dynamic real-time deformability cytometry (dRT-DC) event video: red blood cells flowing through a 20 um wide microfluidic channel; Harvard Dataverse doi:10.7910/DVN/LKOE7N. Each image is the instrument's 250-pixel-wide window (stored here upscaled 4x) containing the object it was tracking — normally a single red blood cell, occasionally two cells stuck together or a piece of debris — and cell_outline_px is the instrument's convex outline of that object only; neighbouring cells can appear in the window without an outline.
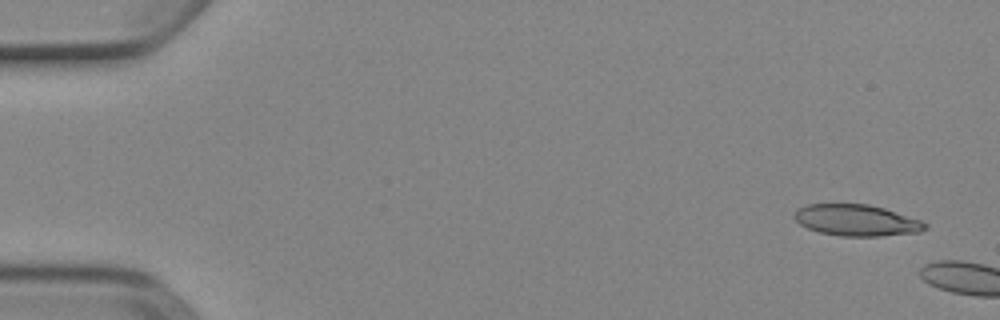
{"species": "Egyptian fruit bat (a non-hibernating species)", "species_latin": "Rousettus aegyptiacus", "temperature_condition": "cold", "stored_images_in_passage": 2, "camera_frame_rate_fps": 3000, "um_per_image_px": 0.085, "animal": {"sex": "female"}, "frame": {"image": 1, "passage_image": 1, "time_ms": 0.0, "image_size_px": [1000, 320], "cell_outline_px": [[928, 228], [920, 232], [880, 236], [840, 236], [820, 232], [808, 228], [800, 224], [792, 216], [796, 208], [808, 204], [868, 204], [884, 208], [920, 220], [928, 224]], "centroid_in_image_um": [72.79, 18.72], "position_along_channel_um": 12.2, "area_um2": 23.93}}